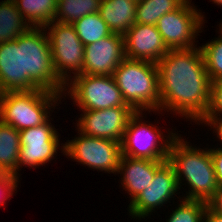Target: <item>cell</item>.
Here are the masks:
<instances>
[{"instance_id": "cell-1", "label": "cell", "mask_w": 222, "mask_h": 222, "mask_svg": "<svg viewBox=\"0 0 222 222\" xmlns=\"http://www.w3.org/2000/svg\"><path fill=\"white\" fill-rule=\"evenodd\" d=\"M159 109L201 122L211 102V80L201 48L169 49L157 63Z\"/></svg>"}, {"instance_id": "cell-2", "label": "cell", "mask_w": 222, "mask_h": 222, "mask_svg": "<svg viewBox=\"0 0 222 222\" xmlns=\"http://www.w3.org/2000/svg\"><path fill=\"white\" fill-rule=\"evenodd\" d=\"M46 33L44 27H30L16 40L0 44V94L35 89L65 92L54 70Z\"/></svg>"}, {"instance_id": "cell-3", "label": "cell", "mask_w": 222, "mask_h": 222, "mask_svg": "<svg viewBox=\"0 0 222 222\" xmlns=\"http://www.w3.org/2000/svg\"><path fill=\"white\" fill-rule=\"evenodd\" d=\"M168 162L175 170L179 187L182 180H186L190 187L184 199L208 203L215 197L218 185L210 149L194 148L177 135L171 142Z\"/></svg>"}, {"instance_id": "cell-4", "label": "cell", "mask_w": 222, "mask_h": 222, "mask_svg": "<svg viewBox=\"0 0 222 222\" xmlns=\"http://www.w3.org/2000/svg\"><path fill=\"white\" fill-rule=\"evenodd\" d=\"M113 78L127 105L137 111H159L160 87L157 64L125 58Z\"/></svg>"}, {"instance_id": "cell-5", "label": "cell", "mask_w": 222, "mask_h": 222, "mask_svg": "<svg viewBox=\"0 0 222 222\" xmlns=\"http://www.w3.org/2000/svg\"><path fill=\"white\" fill-rule=\"evenodd\" d=\"M61 95L43 89L1 93L0 120L18 131L39 126L49 119Z\"/></svg>"}, {"instance_id": "cell-6", "label": "cell", "mask_w": 222, "mask_h": 222, "mask_svg": "<svg viewBox=\"0 0 222 222\" xmlns=\"http://www.w3.org/2000/svg\"><path fill=\"white\" fill-rule=\"evenodd\" d=\"M141 117L142 112L137 111L129 118L120 142L122 155L154 161H168L171 142L178 134L172 132L170 135L169 133L165 139L160 129L152 124H146L145 121L142 122Z\"/></svg>"}, {"instance_id": "cell-7", "label": "cell", "mask_w": 222, "mask_h": 222, "mask_svg": "<svg viewBox=\"0 0 222 222\" xmlns=\"http://www.w3.org/2000/svg\"><path fill=\"white\" fill-rule=\"evenodd\" d=\"M82 111L101 110L112 107H130L126 104L121 91L112 75L79 74L65 85Z\"/></svg>"}, {"instance_id": "cell-8", "label": "cell", "mask_w": 222, "mask_h": 222, "mask_svg": "<svg viewBox=\"0 0 222 222\" xmlns=\"http://www.w3.org/2000/svg\"><path fill=\"white\" fill-rule=\"evenodd\" d=\"M44 28H48L47 35L54 70L58 78L66 85L72 78L71 73L74 74L73 77L82 74L85 46L72 24L52 21Z\"/></svg>"}, {"instance_id": "cell-9", "label": "cell", "mask_w": 222, "mask_h": 222, "mask_svg": "<svg viewBox=\"0 0 222 222\" xmlns=\"http://www.w3.org/2000/svg\"><path fill=\"white\" fill-rule=\"evenodd\" d=\"M79 134L63 144V154L89 168L116 173L122 155L120 142Z\"/></svg>"}, {"instance_id": "cell-10", "label": "cell", "mask_w": 222, "mask_h": 222, "mask_svg": "<svg viewBox=\"0 0 222 222\" xmlns=\"http://www.w3.org/2000/svg\"><path fill=\"white\" fill-rule=\"evenodd\" d=\"M190 0H186L175 11L164 14L156 27L168 49L195 48V38L201 32L204 16Z\"/></svg>"}, {"instance_id": "cell-11", "label": "cell", "mask_w": 222, "mask_h": 222, "mask_svg": "<svg viewBox=\"0 0 222 222\" xmlns=\"http://www.w3.org/2000/svg\"><path fill=\"white\" fill-rule=\"evenodd\" d=\"M45 123L32 128H26L19 131L20 134V151L18 158L19 169L22 165L31 167L43 166L52 159L60 147L59 135L49 123Z\"/></svg>"}, {"instance_id": "cell-12", "label": "cell", "mask_w": 222, "mask_h": 222, "mask_svg": "<svg viewBox=\"0 0 222 222\" xmlns=\"http://www.w3.org/2000/svg\"><path fill=\"white\" fill-rule=\"evenodd\" d=\"M180 189L173 166L166 161L156 172L151 183L129 204L132 218H144L156 208L167 204ZM155 209V210H154Z\"/></svg>"}, {"instance_id": "cell-13", "label": "cell", "mask_w": 222, "mask_h": 222, "mask_svg": "<svg viewBox=\"0 0 222 222\" xmlns=\"http://www.w3.org/2000/svg\"><path fill=\"white\" fill-rule=\"evenodd\" d=\"M83 113L78 119V133L121 142L128 120L135 111L131 107H112Z\"/></svg>"}, {"instance_id": "cell-14", "label": "cell", "mask_w": 222, "mask_h": 222, "mask_svg": "<svg viewBox=\"0 0 222 222\" xmlns=\"http://www.w3.org/2000/svg\"><path fill=\"white\" fill-rule=\"evenodd\" d=\"M82 74L113 75L115 69L126 58L122 34L112 33L84 47Z\"/></svg>"}, {"instance_id": "cell-15", "label": "cell", "mask_w": 222, "mask_h": 222, "mask_svg": "<svg viewBox=\"0 0 222 222\" xmlns=\"http://www.w3.org/2000/svg\"><path fill=\"white\" fill-rule=\"evenodd\" d=\"M123 38L128 59L157 63L169 51L156 25L135 23Z\"/></svg>"}, {"instance_id": "cell-16", "label": "cell", "mask_w": 222, "mask_h": 222, "mask_svg": "<svg viewBox=\"0 0 222 222\" xmlns=\"http://www.w3.org/2000/svg\"><path fill=\"white\" fill-rule=\"evenodd\" d=\"M165 162L121 155L117 173L123 174L121 185L132 197L130 203L147 188L152 182L155 172Z\"/></svg>"}, {"instance_id": "cell-17", "label": "cell", "mask_w": 222, "mask_h": 222, "mask_svg": "<svg viewBox=\"0 0 222 222\" xmlns=\"http://www.w3.org/2000/svg\"><path fill=\"white\" fill-rule=\"evenodd\" d=\"M137 0H101L98 11L112 33L124 35L134 24Z\"/></svg>"}, {"instance_id": "cell-18", "label": "cell", "mask_w": 222, "mask_h": 222, "mask_svg": "<svg viewBox=\"0 0 222 222\" xmlns=\"http://www.w3.org/2000/svg\"><path fill=\"white\" fill-rule=\"evenodd\" d=\"M19 151V131L0 120V173H11L18 177Z\"/></svg>"}, {"instance_id": "cell-19", "label": "cell", "mask_w": 222, "mask_h": 222, "mask_svg": "<svg viewBox=\"0 0 222 222\" xmlns=\"http://www.w3.org/2000/svg\"><path fill=\"white\" fill-rule=\"evenodd\" d=\"M14 0L0 2V44L16 40L31 26L24 21Z\"/></svg>"}, {"instance_id": "cell-20", "label": "cell", "mask_w": 222, "mask_h": 222, "mask_svg": "<svg viewBox=\"0 0 222 222\" xmlns=\"http://www.w3.org/2000/svg\"><path fill=\"white\" fill-rule=\"evenodd\" d=\"M31 27H45L54 21L57 0H14Z\"/></svg>"}, {"instance_id": "cell-21", "label": "cell", "mask_w": 222, "mask_h": 222, "mask_svg": "<svg viewBox=\"0 0 222 222\" xmlns=\"http://www.w3.org/2000/svg\"><path fill=\"white\" fill-rule=\"evenodd\" d=\"M186 0H137L135 23L156 25L166 13L175 11Z\"/></svg>"}, {"instance_id": "cell-22", "label": "cell", "mask_w": 222, "mask_h": 222, "mask_svg": "<svg viewBox=\"0 0 222 222\" xmlns=\"http://www.w3.org/2000/svg\"><path fill=\"white\" fill-rule=\"evenodd\" d=\"M101 0H57L54 21L73 24L83 16L98 12Z\"/></svg>"}, {"instance_id": "cell-23", "label": "cell", "mask_w": 222, "mask_h": 222, "mask_svg": "<svg viewBox=\"0 0 222 222\" xmlns=\"http://www.w3.org/2000/svg\"><path fill=\"white\" fill-rule=\"evenodd\" d=\"M84 46L99 41L112 34L98 12L90 13L72 24Z\"/></svg>"}, {"instance_id": "cell-24", "label": "cell", "mask_w": 222, "mask_h": 222, "mask_svg": "<svg viewBox=\"0 0 222 222\" xmlns=\"http://www.w3.org/2000/svg\"><path fill=\"white\" fill-rule=\"evenodd\" d=\"M211 82L222 79V37L200 46Z\"/></svg>"}, {"instance_id": "cell-25", "label": "cell", "mask_w": 222, "mask_h": 222, "mask_svg": "<svg viewBox=\"0 0 222 222\" xmlns=\"http://www.w3.org/2000/svg\"><path fill=\"white\" fill-rule=\"evenodd\" d=\"M207 208V202L182 199L175 211H172L167 222H202Z\"/></svg>"}, {"instance_id": "cell-26", "label": "cell", "mask_w": 222, "mask_h": 222, "mask_svg": "<svg viewBox=\"0 0 222 222\" xmlns=\"http://www.w3.org/2000/svg\"><path fill=\"white\" fill-rule=\"evenodd\" d=\"M221 115H222V79H219L211 82V102L209 110L204 118H218V116Z\"/></svg>"}, {"instance_id": "cell-27", "label": "cell", "mask_w": 222, "mask_h": 222, "mask_svg": "<svg viewBox=\"0 0 222 222\" xmlns=\"http://www.w3.org/2000/svg\"><path fill=\"white\" fill-rule=\"evenodd\" d=\"M18 180L19 177L11 173H0V206L5 205V200H8L14 190H17Z\"/></svg>"}, {"instance_id": "cell-28", "label": "cell", "mask_w": 222, "mask_h": 222, "mask_svg": "<svg viewBox=\"0 0 222 222\" xmlns=\"http://www.w3.org/2000/svg\"><path fill=\"white\" fill-rule=\"evenodd\" d=\"M218 187H222V148L210 149Z\"/></svg>"}, {"instance_id": "cell-29", "label": "cell", "mask_w": 222, "mask_h": 222, "mask_svg": "<svg viewBox=\"0 0 222 222\" xmlns=\"http://www.w3.org/2000/svg\"><path fill=\"white\" fill-rule=\"evenodd\" d=\"M204 124H208L210 127L215 129V133L217 134V137L219 138V141H222V117L219 118H203L201 120Z\"/></svg>"}, {"instance_id": "cell-30", "label": "cell", "mask_w": 222, "mask_h": 222, "mask_svg": "<svg viewBox=\"0 0 222 222\" xmlns=\"http://www.w3.org/2000/svg\"><path fill=\"white\" fill-rule=\"evenodd\" d=\"M202 222H222V217L217 216L209 208H207Z\"/></svg>"}, {"instance_id": "cell-31", "label": "cell", "mask_w": 222, "mask_h": 222, "mask_svg": "<svg viewBox=\"0 0 222 222\" xmlns=\"http://www.w3.org/2000/svg\"><path fill=\"white\" fill-rule=\"evenodd\" d=\"M208 208L217 216L222 217V202H208Z\"/></svg>"}, {"instance_id": "cell-32", "label": "cell", "mask_w": 222, "mask_h": 222, "mask_svg": "<svg viewBox=\"0 0 222 222\" xmlns=\"http://www.w3.org/2000/svg\"><path fill=\"white\" fill-rule=\"evenodd\" d=\"M209 202H222V187H218L215 197L212 198Z\"/></svg>"}, {"instance_id": "cell-33", "label": "cell", "mask_w": 222, "mask_h": 222, "mask_svg": "<svg viewBox=\"0 0 222 222\" xmlns=\"http://www.w3.org/2000/svg\"><path fill=\"white\" fill-rule=\"evenodd\" d=\"M214 3L218 4V6H222V0H212Z\"/></svg>"}, {"instance_id": "cell-34", "label": "cell", "mask_w": 222, "mask_h": 222, "mask_svg": "<svg viewBox=\"0 0 222 222\" xmlns=\"http://www.w3.org/2000/svg\"><path fill=\"white\" fill-rule=\"evenodd\" d=\"M219 26H220V28H219L220 30L219 31L221 33L220 37H222V22H221V24Z\"/></svg>"}]
</instances>
